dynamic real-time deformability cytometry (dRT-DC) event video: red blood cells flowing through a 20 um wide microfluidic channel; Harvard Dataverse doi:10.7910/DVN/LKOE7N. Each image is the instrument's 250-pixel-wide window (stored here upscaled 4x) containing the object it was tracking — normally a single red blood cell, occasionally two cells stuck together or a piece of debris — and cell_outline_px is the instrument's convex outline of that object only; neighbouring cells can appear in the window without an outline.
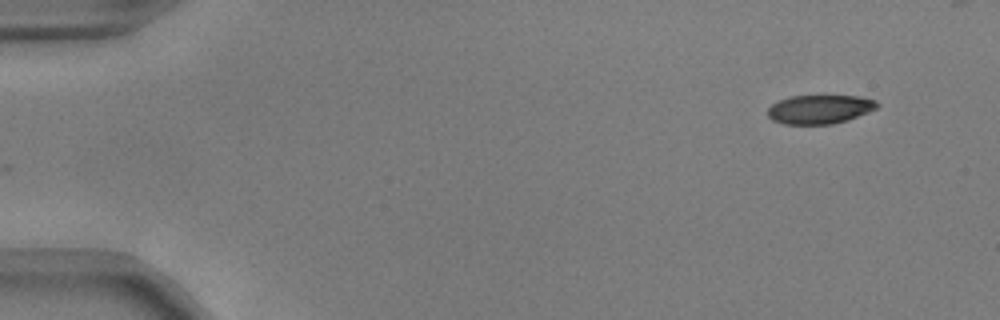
{"species": "common noctule bat (a hibernating species)", "species_latin": "Nyctalus noctula", "temperature_condition": "warm", "stored_images_in_passage": 49, "camera_frame_rate_fps": 3000, "um_per_image_px": 0.085, "animal": {"sex": "male", "body_mass_g": 17.9, "forearm_length_mm": 54.2}, "frame": {"image": 1, "passage_image": 1, "time_ms": 0.0, "image_size_px": [1000, 320], "cell_outline_px": [[880, 104], [876, 108], [868, 112], [848, 120], [832, 124], [784, 124], [772, 120], [768, 116], [768, 108], [772, 104], [788, 96], [860, 96], [876, 100]], "centroid_in_image_um": [69.68, 9.29], "position_along_channel_um": 15.3, "area_um2": 18.44}}
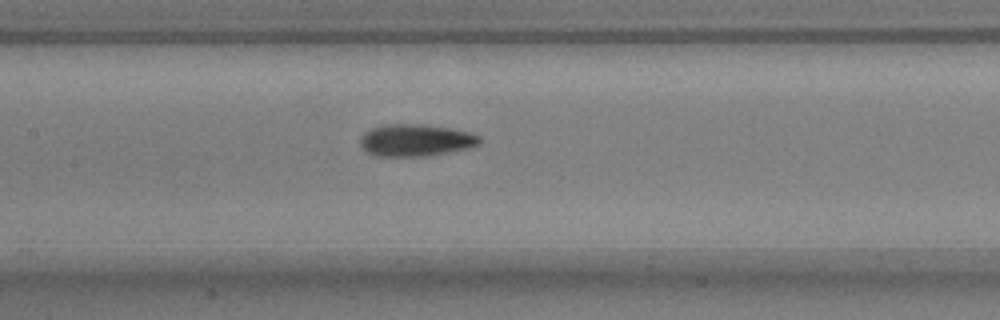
{"frame": {"image": 2, "passage_image": 23, "time_ms": 7.333, "image_size_px": [1000, 320], "cell_outline_px": [[480, 144], [464, 148], [424, 156], [376, 156], [364, 152], [360, 144], [360, 140], [364, 132], [372, 128], [384, 124], [424, 124], [452, 128], [472, 132], [480, 136]], "centroid_in_image_um": [35.29, 11.9], "position_along_channel_um": 172.1, "area_um2": 22.31}}
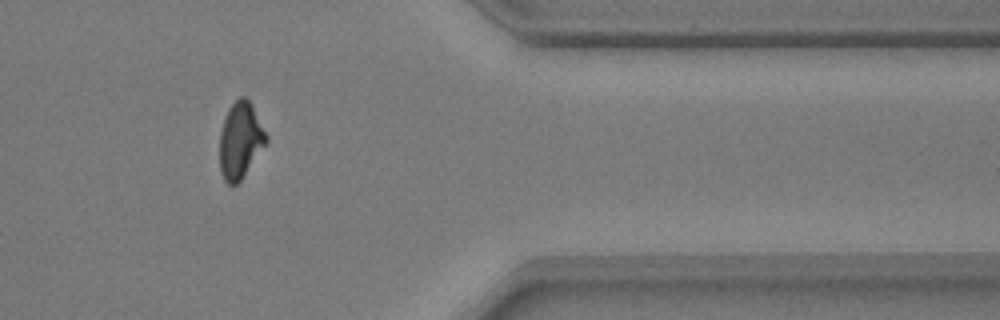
{"frame": {"image": 3, "passage_image": 42, "time_ms": 13.667, "image_size_px": [1000, 320], "cell_outline_px": [[268, 144], [240, 180], [236, 184], [228, 184], [224, 180], [220, 172], [220, 132], [224, 116], [228, 108], [240, 96], [248, 96], [268, 136]], "centroid_in_image_um": [20.45, 11.9], "position_along_channel_um": 391.0, "area_um2": 21.04}, "authors_computed_cell_mechanics": {"area_um2": 21.2704, "velocity_mm_per_s": 3.7341, "shape_relaxation_time_tau1_ms": 3.4269, "shape_relaxation_time_tau2_ms": 2.9332, "deformation_change_tau1": 0.1411, "deformation_change_tau2": 0.0957}}